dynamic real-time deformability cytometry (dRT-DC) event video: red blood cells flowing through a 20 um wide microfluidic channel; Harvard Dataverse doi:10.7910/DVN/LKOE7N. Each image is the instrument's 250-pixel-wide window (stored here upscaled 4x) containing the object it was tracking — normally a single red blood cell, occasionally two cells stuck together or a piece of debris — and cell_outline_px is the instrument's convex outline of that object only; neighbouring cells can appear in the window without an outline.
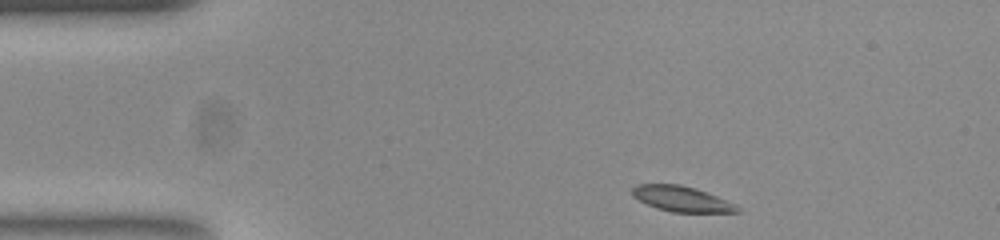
{"species": "common noctule bat (a hibernating species)", "species_latin": "Nyctalus noctula", "temperature_condition": "room temperature", "stored_images_in_passage": 46, "camera_frame_rate_fps": 3000, "um_per_image_px": 0.085, "animal": {"sex": "female", "body_mass_g": 23.0, "forearm_length_mm": 53.4}, "frame": {"image": 1, "passage_image": 1, "time_ms": 0.0, "image_size_px": [1000, 240], "cell_outline_px": [[740, 212], [672, 212], [656, 208], [632, 196], [632, 188], [636, 184], [680, 184], [696, 188], [736, 204], [740, 208]], "centroid_in_image_um": [57.94, 16.9], "position_along_channel_um": 27.1, "area_um2": 15.49}}
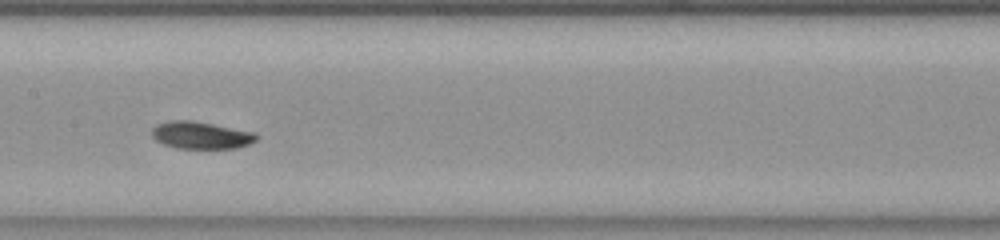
{"frame": {"image": 2, "passage_image": 19, "time_ms": 6.0, "image_size_px": [1000, 240], "cell_outline_px": [[260, 136], [256, 140], [248, 144], [236, 148], [176, 148], [164, 144], [156, 140], [152, 136], [152, 128], [156, 124], [172, 120], [192, 120], [256, 132]], "centroid_in_image_um": [17.1, 11.48], "position_along_channel_um": 190.3, "area_um2": 16.65}}
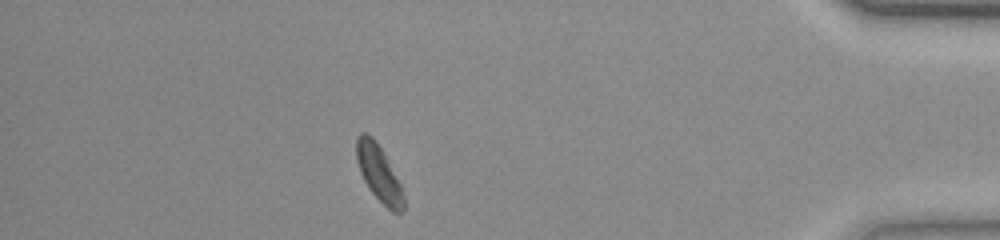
{"frame": {"image": 3, "passage_image": 40, "time_ms": 13.0, "image_size_px": [1000, 240], "cell_outline_px": [[404, 208], [400, 212], [392, 212], [372, 192], [364, 180], [360, 172], [356, 160], [356, 136], [360, 132], [368, 132], [376, 140], [384, 152], [400, 184], [404, 196]], "centroid_in_image_um": [32.18, 14.65], "position_along_channel_um": 403.0, "area_um2": 15.43}, "authors_computed_cell_mechanics": {"area_um2": 16.1262, "velocity_mm_per_s": 3.7227, "shape_relaxation_time_tau1_ms": 10.2394, "shape_relaxation_time_tau2_ms": null, "deformation_change_tau1": 0.2393, "deformation_change_tau2": null}}